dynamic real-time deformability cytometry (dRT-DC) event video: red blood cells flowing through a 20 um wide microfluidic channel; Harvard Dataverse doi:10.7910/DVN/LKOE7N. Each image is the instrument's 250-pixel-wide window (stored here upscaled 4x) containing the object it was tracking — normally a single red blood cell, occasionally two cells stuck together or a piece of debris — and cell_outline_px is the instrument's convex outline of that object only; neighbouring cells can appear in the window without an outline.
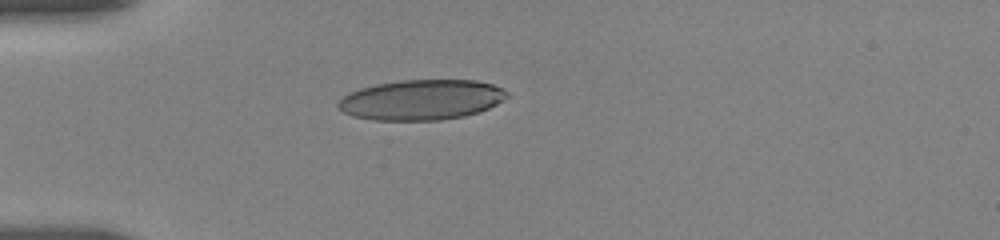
{"species": "human", "species_latin": "Homo sapiens", "temperature_condition": "room temperature", "stored_images_in_passage": 6, "camera_frame_rate_fps": 3000, "um_per_image_px": 0.085, "donor": {"sex": "female"}, "frame": {"image": 1, "passage_image": 1, "time_ms": 0.0, "image_size_px": [1000, 240], "cell_outline_px": [[508, 96], [504, 100], [488, 108], [464, 116], [440, 120], [372, 120], [352, 116], [344, 112], [336, 104], [344, 96], [360, 88], [376, 84], [404, 80], [476, 80], [492, 84], [508, 92]], "centroid_in_image_um": [35.82, 8.48], "position_along_channel_um": 49.2, "area_um2": 39.36}}